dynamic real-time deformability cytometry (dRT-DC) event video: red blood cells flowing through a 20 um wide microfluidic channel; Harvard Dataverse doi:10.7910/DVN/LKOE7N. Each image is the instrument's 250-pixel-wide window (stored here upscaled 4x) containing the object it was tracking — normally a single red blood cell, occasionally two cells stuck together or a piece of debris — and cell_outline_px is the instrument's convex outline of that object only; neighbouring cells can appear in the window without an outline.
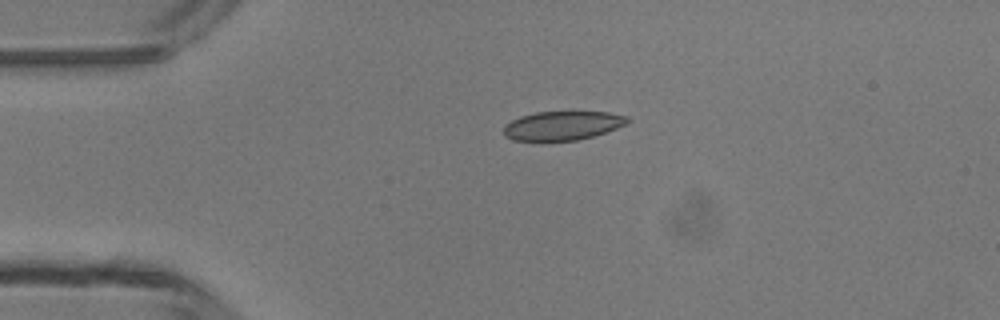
{"species": "common noctule bat (a hibernating species)", "species_latin": "Nyctalus noctula", "temperature_condition": "room temperature", "stored_images_in_passage": 5, "camera_frame_rate_fps": 3000, "um_per_image_px": 0.085, "animal": {"sex": "male", "body_mass_g": 13.3}, "frame": {"image": 1, "passage_image": 5, "time_ms": 5.333, "image_size_px": [1000, 320], "cell_outline_px": [[628, 120], [624, 124], [616, 128], [592, 136], [576, 140], [512, 140], [504, 136], [504, 128], [512, 120], [520, 116], [536, 112], [608, 112], [628, 116]], "centroid_in_image_um": [47.79, 10.67], "position_along_channel_um": 37.2, "area_um2": 20.46}}